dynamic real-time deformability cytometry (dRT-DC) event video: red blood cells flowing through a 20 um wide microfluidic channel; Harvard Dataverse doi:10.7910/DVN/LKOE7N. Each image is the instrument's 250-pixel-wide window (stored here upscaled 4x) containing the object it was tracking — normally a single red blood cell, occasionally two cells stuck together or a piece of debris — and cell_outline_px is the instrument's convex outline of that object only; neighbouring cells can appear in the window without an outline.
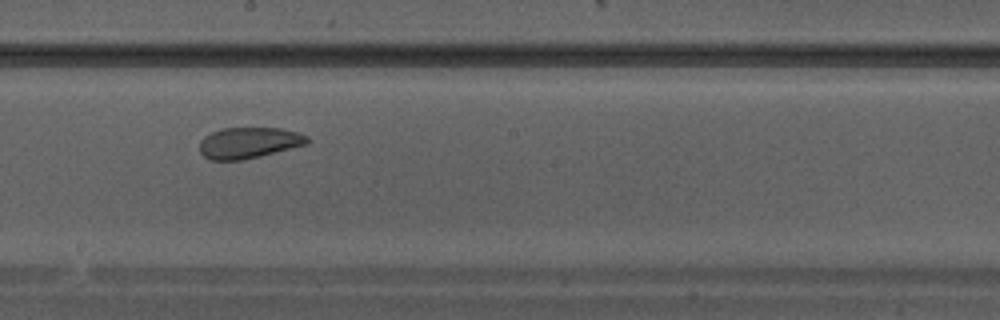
{"species": "Egyptian fruit bat (a non-hibernating species)", "species_latin": "Rousettus aegyptiacus", "temperature_condition": "warm", "stored_images_in_passage": 26, "camera_frame_rate_fps": 3000, "um_per_image_px": 0.085, "animal": {"sex": "male"}, "frame": {"image": 1, "passage_image": 12, "time_ms": 3.667, "image_size_px": [1000, 320], "cell_outline_px": [[308, 144], [260, 156], [240, 160], [208, 160], [200, 152], [200, 140], [204, 136], [220, 128], [280, 128], [300, 132], [308, 136]], "centroid_in_image_um": [21.15, 12.13], "position_along_channel_um": 227.1, "area_um2": 19.59}}